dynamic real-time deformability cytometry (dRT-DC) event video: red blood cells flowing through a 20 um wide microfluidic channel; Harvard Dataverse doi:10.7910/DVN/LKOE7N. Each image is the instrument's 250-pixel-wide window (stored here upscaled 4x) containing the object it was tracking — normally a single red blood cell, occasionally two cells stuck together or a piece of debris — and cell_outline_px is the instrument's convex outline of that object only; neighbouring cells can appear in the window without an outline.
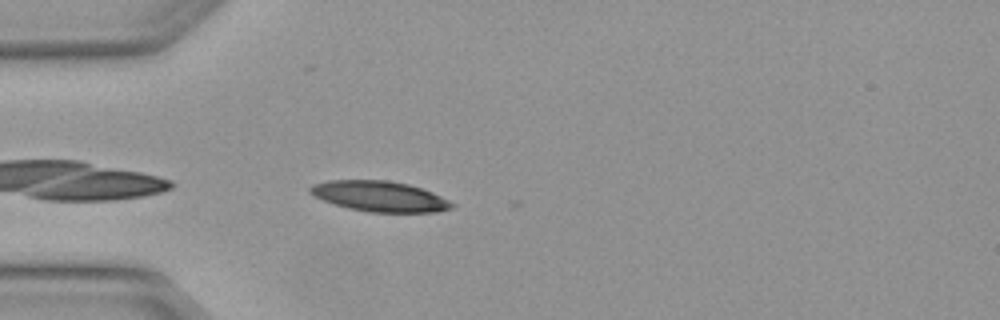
{"species": "Egyptian fruit bat (a non-hibernating species)", "species_latin": "Rousettus aegyptiacus", "temperature_condition": "warm", "stored_images_in_passage": 4, "camera_frame_rate_fps": 3000, "um_per_image_px": 0.085, "animal": {"sex": "female"}, "frame": {"image": 1, "passage_image": 4, "time_ms": 1.0, "image_size_px": [1000, 320], "cell_outline_px": [[456, 204], [452, 208], [436, 212], [368, 212], [348, 208], [324, 200], [308, 192], [308, 188], [312, 184], [328, 180], [388, 180], [408, 184], [432, 192]], "centroid_in_image_um": [32.26, 16.68], "position_along_channel_um": 52.7, "area_um2": 25.09}}